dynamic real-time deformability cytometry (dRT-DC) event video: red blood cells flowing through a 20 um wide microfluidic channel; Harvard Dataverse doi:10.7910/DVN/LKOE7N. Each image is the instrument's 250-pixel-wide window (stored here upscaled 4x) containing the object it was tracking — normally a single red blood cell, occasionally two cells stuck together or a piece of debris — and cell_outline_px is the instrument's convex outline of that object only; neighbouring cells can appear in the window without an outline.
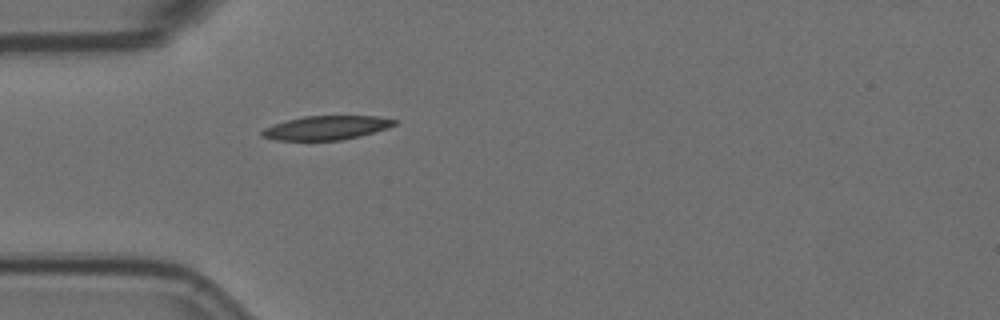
{"species": "Egyptian fruit bat (a non-hibernating species)", "species_latin": "Rousettus aegyptiacus", "temperature_condition": "room temperature", "stored_images_in_passage": 1, "camera_frame_rate_fps": 3000, "um_per_image_px": 0.085, "animal": {"sex": "female"}, "frame": {"image": 1, "passage_image": 1, "time_ms": 0.0, "image_size_px": [1000, 320], "cell_outline_px": [[396, 124], [388, 128], [360, 136], [340, 140], [276, 140], [260, 136], [260, 132], [264, 128], [288, 120], [304, 116], [376, 116], [396, 120]], "centroid_in_image_um": [27.74, 10.86], "position_along_channel_um": 57.3, "area_um2": 18.32}}